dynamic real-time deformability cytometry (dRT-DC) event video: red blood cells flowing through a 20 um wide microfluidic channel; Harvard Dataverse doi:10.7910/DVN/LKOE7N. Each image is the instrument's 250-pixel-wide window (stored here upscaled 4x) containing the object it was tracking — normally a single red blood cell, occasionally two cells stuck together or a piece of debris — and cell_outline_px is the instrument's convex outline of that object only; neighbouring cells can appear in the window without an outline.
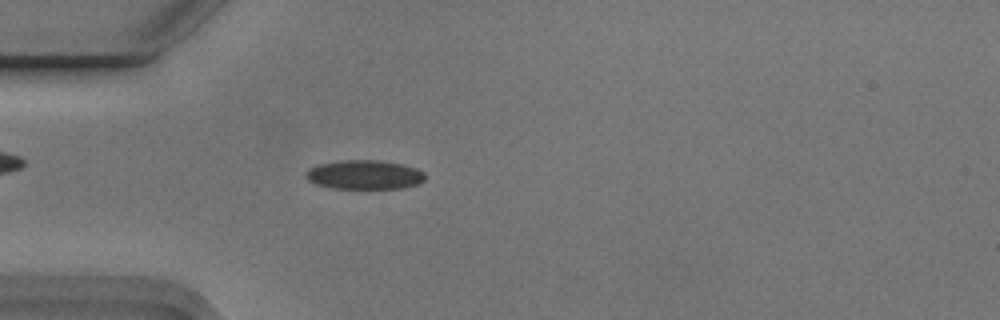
{"species": "Egyptian fruit bat (a non-hibernating species)", "species_latin": "Rousettus aegyptiacus", "temperature_condition": "cold", "stored_images_in_passage": 1, "camera_frame_rate_fps": 3000, "um_per_image_px": 0.085, "animal": {"sex": "male"}, "frame": {"image": 1, "passage_image": 1, "time_ms": 0.0, "image_size_px": [1000, 320], "cell_outline_px": [[424, 180], [420, 184], [404, 188], [332, 188], [316, 184], [308, 180], [304, 176], [304, 172], [308, 168], [320, 164], [340, 160], [380, 160], [400, 164], [416, 168], [424, 172]], "centroid_in_image_um": [30.96, 14.85], "position_along_channel_um": 54.0, "area_um2": 20.35}}